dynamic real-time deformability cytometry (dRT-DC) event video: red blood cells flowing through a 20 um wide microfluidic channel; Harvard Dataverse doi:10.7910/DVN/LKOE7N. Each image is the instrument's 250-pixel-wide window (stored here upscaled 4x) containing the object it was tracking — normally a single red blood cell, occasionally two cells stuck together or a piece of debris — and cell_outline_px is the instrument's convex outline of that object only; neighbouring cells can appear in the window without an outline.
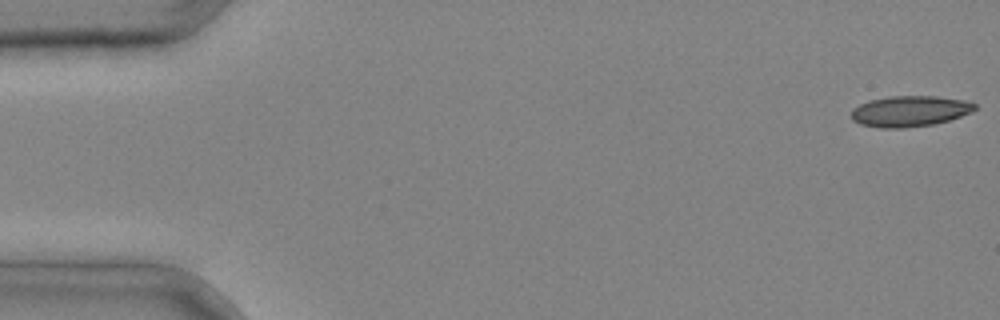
{"species": "common noctule bat (a hibernating species)", "species_latin": "Nyctalus noctula", "temperature_condition": "cold", "stored_images_in_passage": 4, "camera_frame_rate_fps": 3000, "um_per_image_px": 0.085, "animal": {"sex": "male", "body_mass_g": 20.4}, "frame": {"image": 1, "passage_image": 1, "time_ms": 0.0, "image_size_px": [1000, 320], "cell_outline_px": [[976, 108], [972, 112], [948, 120], [932, 124], [904, 128], [880, 128], [860, 124], [852, 120], [852, 108], [868, 100], [892, 96], [936, 96], [964, 100], [976, 104]], "centroid_in_image_um": [77.31, 9.45], "position_along_channel_um": 7.7, "area_um2": 22.14}}